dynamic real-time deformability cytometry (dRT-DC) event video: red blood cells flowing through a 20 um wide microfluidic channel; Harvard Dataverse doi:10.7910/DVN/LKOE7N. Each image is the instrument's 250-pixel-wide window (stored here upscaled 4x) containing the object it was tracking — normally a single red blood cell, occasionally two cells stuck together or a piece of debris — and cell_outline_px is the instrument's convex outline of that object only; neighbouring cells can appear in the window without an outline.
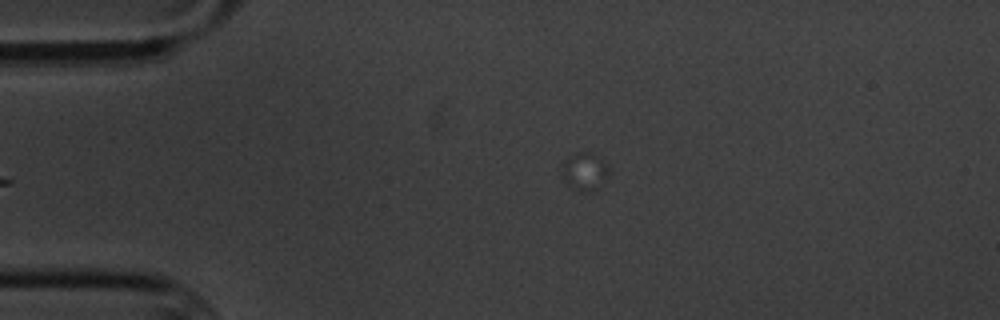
{"species": "common noctule bat (a hibernating species)", "species_latin": "Nyctalus noctula", "temperature_condition": "cold", "stored_images_in_passage": 6, "camera_frame_rate_fps": 3000, "um_per_image_px": 0.085, "animal": {"sex": "male", "body_mass_g": 20.1, "forearm_length_mm": 53.5}, "frame": {"image": 1, "passage_image": 6, "time_ms": 5.667, "image_size_px": [1000, 320], "cell_outline_px": [[608, 172], [592, 192], [580, 192], [572, 188], [560, 176], [560, 164], [568, 156], [576, 152], [592, 152], [608, 168]], "centroid_in_image_um": [49.56, 14.56], "position_along_channel_um": 35.4, "area_um2": 10.23}}